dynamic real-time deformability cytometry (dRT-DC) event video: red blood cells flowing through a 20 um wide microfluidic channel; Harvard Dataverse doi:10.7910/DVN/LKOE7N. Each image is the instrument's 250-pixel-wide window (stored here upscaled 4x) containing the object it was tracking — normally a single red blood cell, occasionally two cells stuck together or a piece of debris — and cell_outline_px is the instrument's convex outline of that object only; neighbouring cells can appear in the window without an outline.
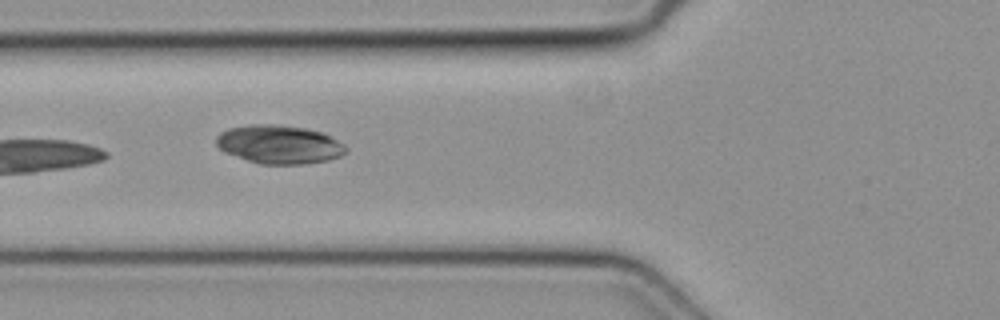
{"species": "common noctule bat (a hibernating species)", "species_latin": "Nyctalus noctula", "temperature_condition": "cold", "stored_images_in_passage": 4, "camera_frame_rate_fps": 3000, "um_per_image_px": 0.085, "animal": {"sex": "female", "body_mass_g": 19.3, "forearm_length_mm": 54.1}, "frame": {"image": 1, "passage_image": 3, "time_ms": 0.667, "image_size_px": [1000, 320], "cell_outline_px": [[348, 148], [340, 156], [328, 160], [304, 164], [260, 164], [224, 152], [216, 144], [216, 136], [220, 132], [228, 128], [252, 124], [276, 124], [304, 128], [320, 132], [344, 144]], "centroid_in_image_um": [23.7, 12.27], "position_along_channel_um": 102.1, "area_um2": 28.96}}
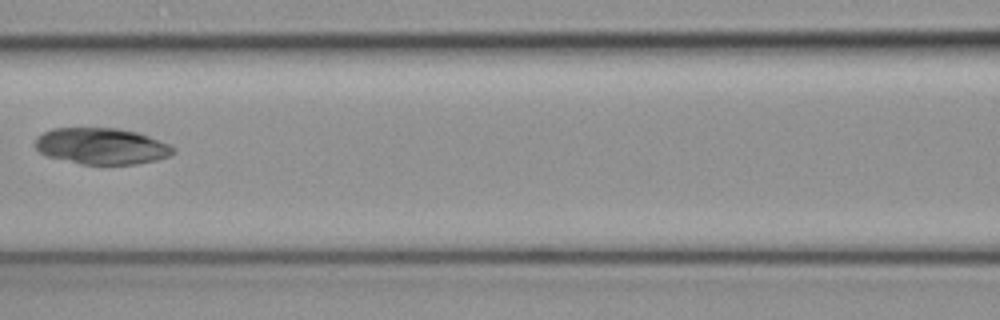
{"frame": {"image": 2, "passage_image": 4, "time_ms": 1.0, "image_size_px": [1000, 320], "cell_outline_px": [[176, 148], [168, 156], [156, 160], [136, 164], [80, 164], [48, 156], [40, 152], [36, 148], [36, 136], [52, 128], [116, 128], [136, 132], [148, 136], [168, 144]], "centroid_in_image_um": [8.61, 12.42], "position_along_channel_um": 158.0, "area_um2": 28.96}}